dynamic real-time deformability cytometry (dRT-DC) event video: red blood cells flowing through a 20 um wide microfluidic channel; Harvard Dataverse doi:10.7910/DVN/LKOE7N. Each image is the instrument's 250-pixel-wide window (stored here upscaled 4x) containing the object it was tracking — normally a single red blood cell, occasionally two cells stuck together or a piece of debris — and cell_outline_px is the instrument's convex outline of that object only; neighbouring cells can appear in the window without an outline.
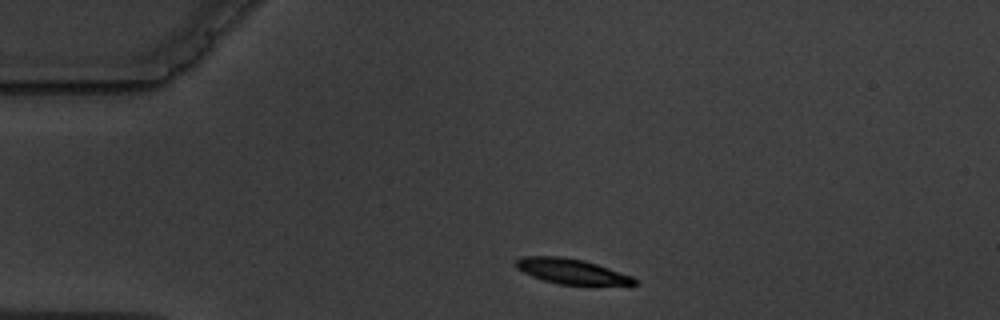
{"species": "common noctule bat (a hibernating species)", "species_latin": "Nyctalus noctula", "temperature_condition": "warm", "stored_images_in_passage": 5, "camera_frame_rate_fps": 3000, "um_per_image_px": 0.085, "animal": {"sex": "male", "body_mass_g": 19.5, "forearm_length_mm": 54.6}, "frame": {"image": 1, "passage_image": 1, "time_ms": 0.0, "image_size_px": [1000, 320], "cell_outline_px": [[640, 280], [636, 284], [560, 284], [544, 280], [532, 276], [516, 268], [512, 264], [516, 260], [524, 256], [560, 256], [584, 260], [632, 276]], "centroid_in_image_um": [48.53, 23.04], "position_along_channel_um": 36.5, "area_um2": 17.11}}
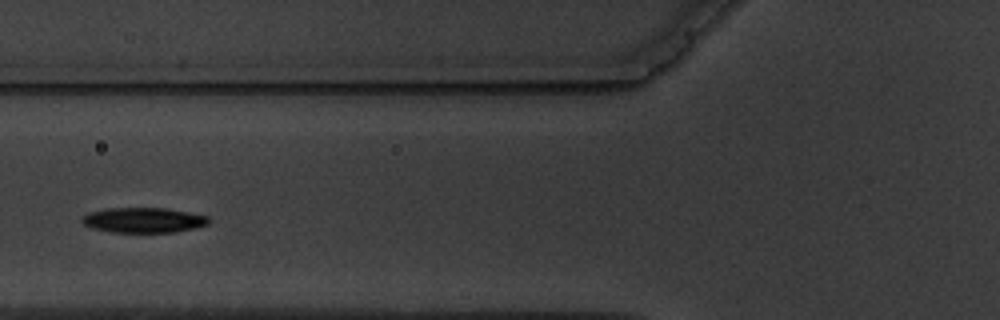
{"frame": {"image": 2, "passage_image": 4, "time_ms": 3.333, "image_size_px": [1000, 320], "cell_outline_px": [[212, 220], [208, 224], [176, 232], [108, 232], [92, 228], [84, 224], [80, 220], [80, 216], [88, 212], [108, 208], [164, 208], [188, 212], [208, 216]], "centroid_in_image_um": [12.16, 18.71], "position_along_channel_um": 113.6, "area_um2": 18.67}}
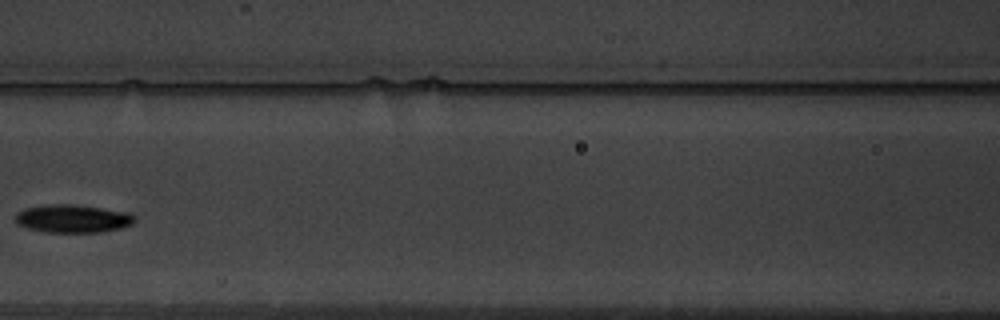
{"frame": {"image": 3, "passage_image": 5, "time_ms": 4.667, "image_size_px": [1000, 320], "cell_outline_px": [[136, 220], [132, 224], [120, 228], [100, 232], [44, 232], [24, 228], [16, 224], [12, 220], [16, 212], [24, 208], [44, 204], [76, 204], [128, 212], [136, 216]], "centroid_in_image_um": [6.1, 18.57], "position_along_channel_um": 160.5, "area_um2": 20.0}}